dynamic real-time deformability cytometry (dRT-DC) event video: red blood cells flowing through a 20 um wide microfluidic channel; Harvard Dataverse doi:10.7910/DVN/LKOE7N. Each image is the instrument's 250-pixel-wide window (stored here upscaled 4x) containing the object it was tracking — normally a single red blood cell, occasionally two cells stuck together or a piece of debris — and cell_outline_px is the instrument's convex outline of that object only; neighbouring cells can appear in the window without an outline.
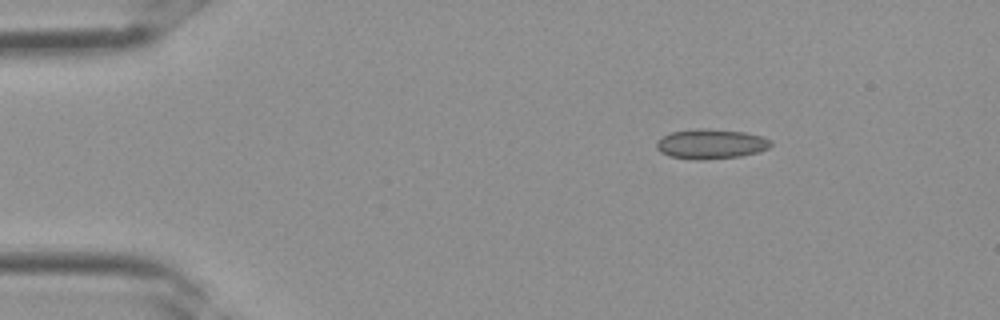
{"species": "Egyptian fruit bat (a non-hibernating species)", "species_latin": "Rousettus aegyptiacus", "temperature_condition": "room temperature", "stored_images_in_passage": 2, "camera_frame_rate_fps": 3000, "um_per_image_px": 0.085, "frame": {"image": 1, "passage_image": 1, "time_ms": 0.0, "image_size_px": [1000, 320], "cell_outline_px": [[772, 144], [768, 148], [760, 152], [740, 156], [704, 160], [696, 160], [672, 156], [660, 152], [656, 148], [656, 140], [672, 132], [744, 132], [764, 136], [772, 140]], "centroid_in_image_um": [60.49, 12.3], "position_along_channel_um": 24.5, "area_um2": 18.84}}